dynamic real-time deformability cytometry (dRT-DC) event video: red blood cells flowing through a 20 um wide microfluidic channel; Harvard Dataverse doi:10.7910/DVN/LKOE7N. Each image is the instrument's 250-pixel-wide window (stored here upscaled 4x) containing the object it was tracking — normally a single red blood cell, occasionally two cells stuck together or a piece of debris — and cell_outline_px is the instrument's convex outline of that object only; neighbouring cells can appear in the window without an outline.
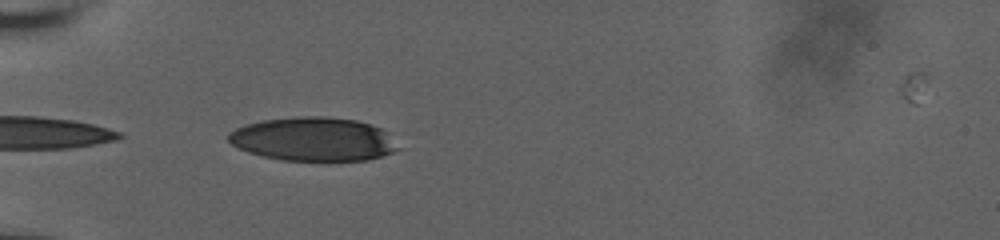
{"species": "human", "species_latin": "Homo sapiens", "temperature_condition": "room temperature", "stored_images_in_passage": 24, "camera_frame_rate_fps": 3000, "um_per_image_px": 0.085, "donor": {"sex": "male"}, "frame": {"image": 1, "passage_image": 1, "time_ms": 0.0, "image_size_px": [1000, 240], "cell_outline_px": [[400, 148], [392, 152], [368, 160], [280, 160], [248, 152], [232, 144], [228, 140], [228, 132], [236, 128], [248, 124], [264, 120], [296, 116], [324, 116], [356, 120], [380, 128]], "centroid_in_image_um": [26.6, 11.82], "position_along_channel_um": 58.4, "area_um2": 42.71}}
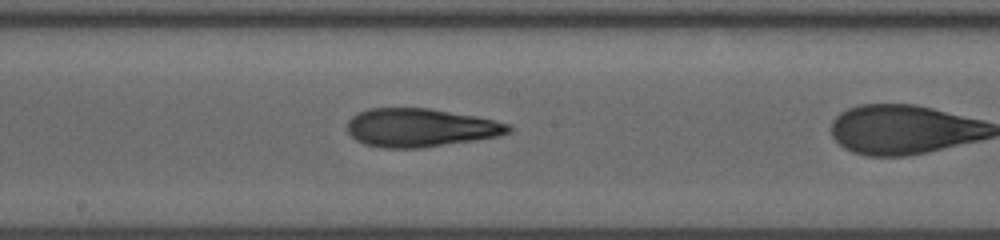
{"frame": {"image": 2, "passage_image": 11, "time_ms": 3.333, "image_size_px": [1000, 240], "cell_outline_px": [[512, 132], [500, 136], [476, 140], [420, 148], [384, 148], [364, 144], [356, 140], [348, 132], [348, 120], [356, 112], [368, 108], [428, 108], [476, 116], [508, 124], [512, 128]], "centroid_in_image_um": [35.72, 10.85], "position_along_channel_um": 212.5, "area_um2": 36.18}}
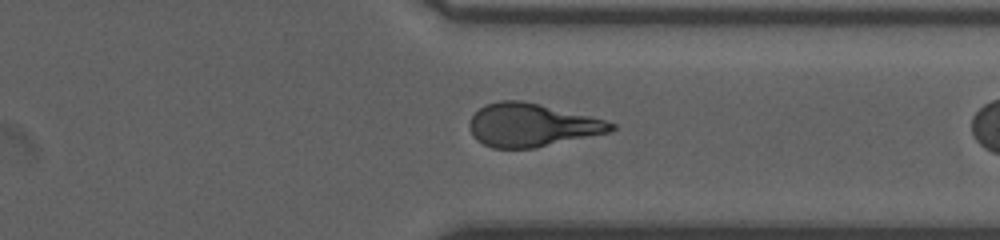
{"frame": {"image": 3, "passage_image": 23, "time_ms": 7.333, "image_size_px": [1000, 240], "cell_outline_px": [[616, 128], [612, 132], [532, 148], [492, 148], [476, 140], [472, 136], [468, 124], [472, 116], [484, 104], [500, 100], [520, 100], [540, 104], [604, 120], [616, 124]], "centroid_in_image_um": [45.17, 10.63], "position_along_channel_um": 366.2, "area_um2": 35.49}}